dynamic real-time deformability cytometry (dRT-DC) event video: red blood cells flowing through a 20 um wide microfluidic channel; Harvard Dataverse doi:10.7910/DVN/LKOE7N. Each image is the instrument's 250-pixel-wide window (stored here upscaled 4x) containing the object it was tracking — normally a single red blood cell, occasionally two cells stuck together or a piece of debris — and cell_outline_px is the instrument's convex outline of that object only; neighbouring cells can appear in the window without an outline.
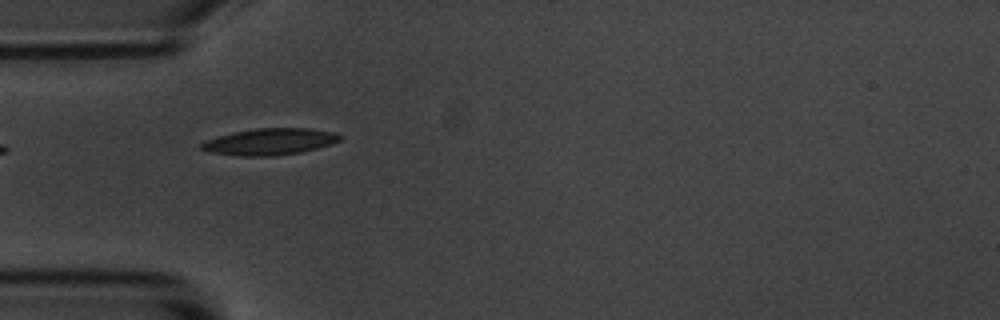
{"species": "common noctule bat (a hibernating species)", "species_latin": "Nyctalus noctula", "temperature_condition": "room temperature", "stored_images_in_passage": 10, "camera_frame_rate_fps": 3000, "um_per_image_px": 0.085, "animal": {"sex": "male", "body_mass_g": 20.1, "forearm_length_mm": 53.5}, "frame": {"image": 1, "passage_image": 6, "time_ms": 5.667, "image_size_px": [1000, 320], "cell_outline_px": [[340, 140], [316, 148], [300, 152], [272, 156], [236, 156], [208, 152], [200, 148], [200, 144], [204, 140], [232, 132], [256, 128], [312, 128], [336, 132], [340, 136]], "centroid_in_image_um": [22.87, 12.04], "position_along_channel_um": 62.1, "area_um2": 21.5}}
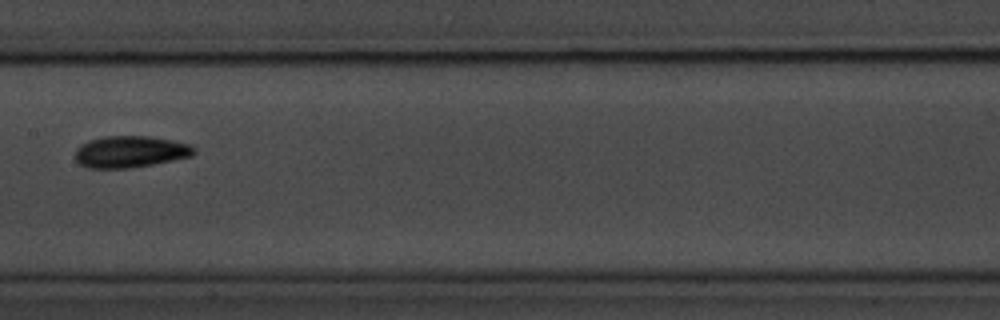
{"frame": {"image": 2, "passage_image": 9, "time_ms": 9.333, "image_size_px": [1000, 320], "cell_outline_px": [[196, 152], [192, 156], [132, 168], [88, 168], [80, 164], [76, 160], [76, 148], [80, 144], [88, 140], [104, 136], [148, 136], [172, 140], [192, 144], [196, 148]], "centroid_in_image_um": [11.09, 12.89], "position_along_channel_um": 196.3, "area_um2": 22.08}}
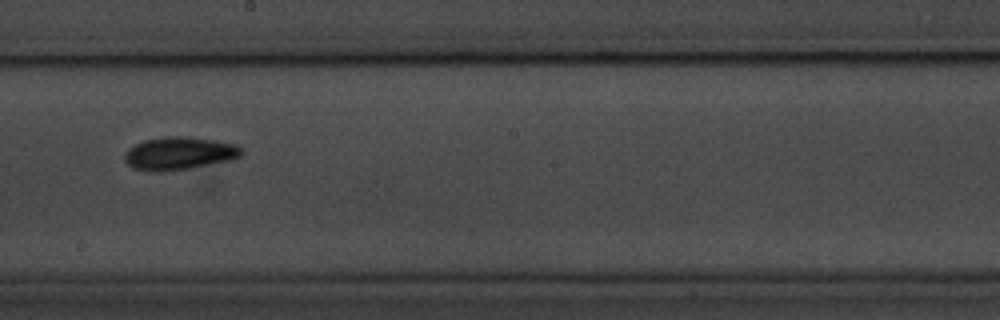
{"frame": {"image": 3, "passage_image": 10, "time_ms": 10.333, "image_size_px": [1000, 320], "cell_outline_px": [[244, 152], [240, 156], [232, 160], [192, 168], [160, 172], [152, 172], [132, 168], [124, 160], [124, 152], [128, 148], [144, 140], [164, 136], [184, 136], [216, 140], [236, 144]], "centroid_in_image_um": [15.22, 13.04], "position_along_channel_um": 233.0, "area_um2": 22.72}}